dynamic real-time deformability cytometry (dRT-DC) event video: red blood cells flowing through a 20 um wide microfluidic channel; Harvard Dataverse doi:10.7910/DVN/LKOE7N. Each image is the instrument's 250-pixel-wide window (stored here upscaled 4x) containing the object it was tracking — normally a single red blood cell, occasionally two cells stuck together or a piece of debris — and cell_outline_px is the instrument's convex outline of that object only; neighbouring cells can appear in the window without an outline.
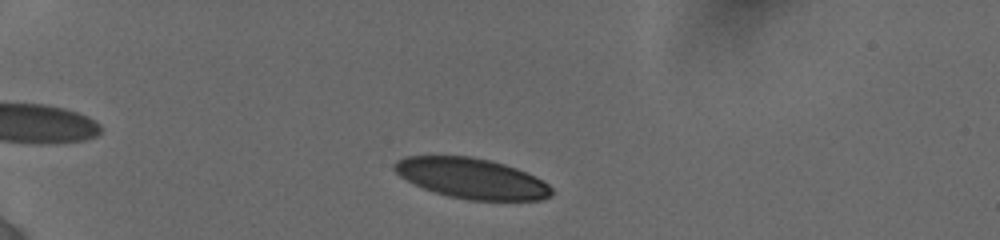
{"species": "human", "species_latin": "Homo sapiens", "temperature_condition": "cold", "stored_images_in_passage": 27, "camera_frame_rate_fps": 3000, "um_per_image_px": 0.085, "donor": {"sex": "female"}, "frame": {"image": 1, "passage_image": 2, "time_ms": 0.667, "image_size_px": [1000, 240], "cell_outline_px": [[552, 196], [540, 200], [468, 200], [448, 196], [424, 188], [400, 176], [392, 168], [392, 164], [396, 160], [404, 156], [472, 156], [504, 164], [516, 168], [548, 184], [552, 188]], "centroid_in_image_um": [40.06, 15.16], "position_along_channel_um": 44.9, "area_um2": 36.7}}
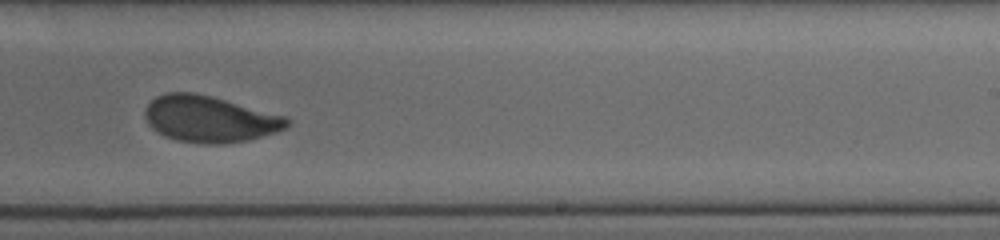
{"frame": {"image": 2, "passage_image": 14, "time_ms": 8.0, "image_size_px": [1000, 240], "cell_outline_px": [[292, 120], [284, 128], [276, 132], [248, 140], [224, 144], [200, 144], [176, 140], [164, 136], [152, 128], [148, 124], [144, 116], [144, 112], [148, 104], [156, 96], [168, 92], [192, 92], [212, 96], [284, 116]], "centroid_in_image_um": [17.78, 10.12], "position_along_channel_um": 271.2, "area_um2": 38.38}}
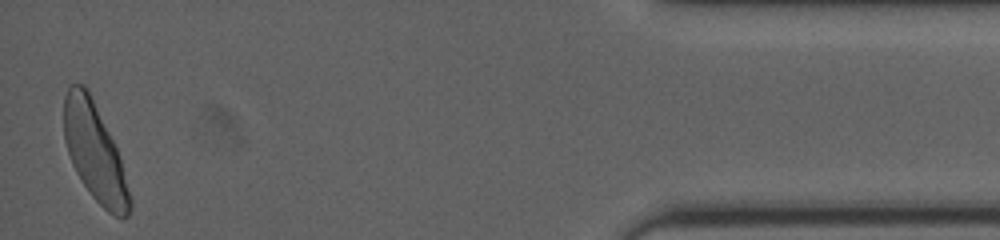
{"frame": {"image": 3, "passage_image": 26, "time_ms": 13.667, "image_size_px": [1000, 240], "cell_outline_px": [[132, 208], [128, 216], [124, 220], [120, 220], [108, 212], [92, 196], [76, 172], [72, 164], [64, 140], [64, 96], [68, 84], [84, 84], [116, 148], [120, 160], [132, 200]], "centroid_in_image_um": [8.04, 12.99], "position_along_channel_um": 427.2, "area_um2": 36.82}, "authors_computed_cell_mechanics": {"area_um2": 37.6278, "velocity_mm_per_s": 3.8462, "shape_relaxation_time_tau1_ms": 3.1524, "shape_relaxation_time_tau2_ms": 1.0063, "deformation_change_tau1": 0.1287, "deformation_change_tau2": 0.063}}